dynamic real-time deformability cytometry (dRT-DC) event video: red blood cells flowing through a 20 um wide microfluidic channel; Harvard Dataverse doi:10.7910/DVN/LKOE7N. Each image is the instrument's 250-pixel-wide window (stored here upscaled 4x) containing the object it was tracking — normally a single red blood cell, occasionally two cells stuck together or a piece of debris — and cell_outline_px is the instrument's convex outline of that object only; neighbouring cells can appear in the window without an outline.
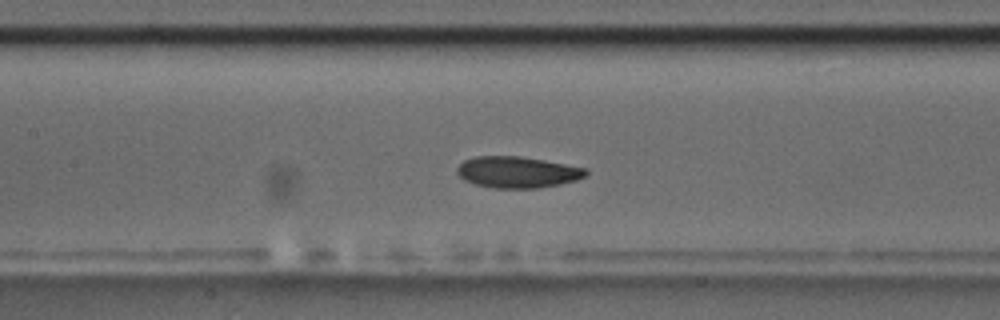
{"species": "common noctule bat (a hibernating species)", "species_latin": "Nyctalus noctula", "temperature_condition": "room temperature", "stored_images_in_passage": 55, "camera_frame_rate_fps": 3000, "um_per_image_px": 0.085, "animal": {"sex": "male", "body_mass_g": 17.5, "forearm_length_mm": 52.3}, "frame": {"image": 1, "passage_image": 24, "time_ms": 7.667, "image_size_px": [1000, 320], "cell_outline_px": [[588, 176], [576, 180], [560, 184], [540, 188], [492, 188], [476, 184], [464, 180], [456, 172], [456, 168], [464, 160], [476, 156], [520, 156], [544, 160], [588, 168]], "centroid_in_image_um": [44.01, 14.63], "position_along_channel_um": 163.4, "area_um2": 23.7}}
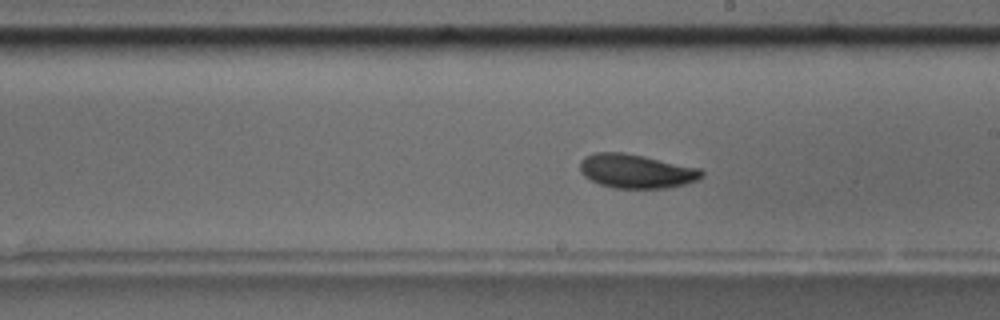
{"frame": {"image": 2, "passage_image": 30, "time_ms": 9.667, "image_size_px": [1000, 320], "cell_outline_px": [[704, 176], [696, 180], [684, 184], [668, 188], [616, 188], [600, 184], [584, 176], [580, 172], [580, 160], [584, 156], [596, 152], [620, 152], [644, 156], [700, 168], [704, 172]], "centroid_in_image_um": [54.07, 14.54], "position_along_channel_um": 234.9, "area_um2": 24.1}}
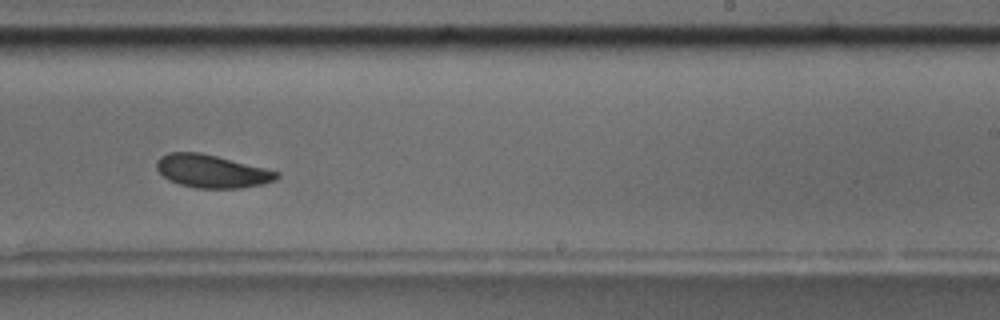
{"frame": {"image": 3, "passage_image": 33, "time_ms": 10.667, "image_size_px": [1000, 320], "cell_outline_px": [[280, 176], [276, 180], [264, 184], [240, 188], [196, 188], [180, 184], [168, 180], [156, 168], [156, 160], [160, 156], [168, 152], [200, 152], [280, 172]], "centroid_in_image_um": [17.99, 14.55], "position_along_channel_um": 271.0, "area_um2": 23.06}, "authors_computed_cell_mechanics": {"area_um2": 23.3512, "velocity_mm_per_s": 3.6052, "shape_relaxation_time_tau1_ms": 2.543, "shape_relaxation_time_tau2_ms": null, "deformation_change_tau1": 0.0935, "deformation_change_tau2": null}}